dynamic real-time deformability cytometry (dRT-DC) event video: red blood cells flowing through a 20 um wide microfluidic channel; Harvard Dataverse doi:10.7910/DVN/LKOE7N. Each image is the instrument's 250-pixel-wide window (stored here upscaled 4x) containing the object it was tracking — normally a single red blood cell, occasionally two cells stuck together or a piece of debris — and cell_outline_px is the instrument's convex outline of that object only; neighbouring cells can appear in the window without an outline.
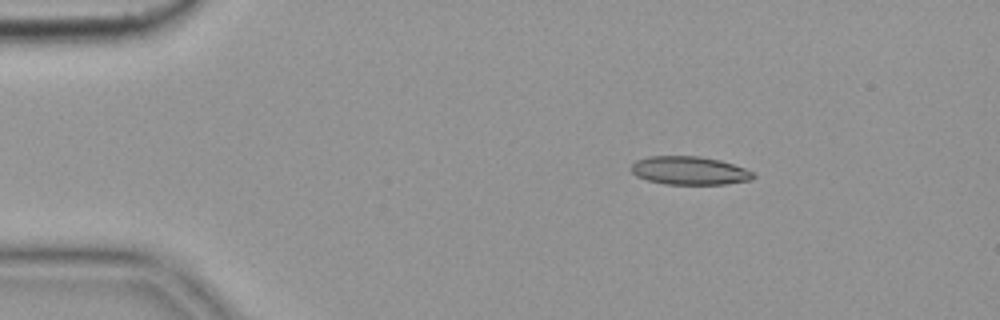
{"species": "common noctule bat (a hibernating species)", "species_latin": "Nyctalus noctula", "temperature_condition": "cold", "stored_images_in_passage": 5, "camera_frame_rate_fps": 3000, "um_per_image_px": 0.085, "animal": {"sex": "female", "body_mass_g": 19.9}, "frame": {"image": 1, "passage_image": 3, "time_ms": 0.667, "image_size_px": [1000, 320], "cell_outline_px": [[756, 176], [752, 180], [724, 184], [664, 184], [648, 180], [636, 176], [628, 168], [636, 160], [648, 156], [700, 156], [720, 160], [744, 168], [752, 172]], "centroid_in_image_um": [58.57, 14.5], "position_along_channel_um": 26.4, "area_um2": 20.23}}